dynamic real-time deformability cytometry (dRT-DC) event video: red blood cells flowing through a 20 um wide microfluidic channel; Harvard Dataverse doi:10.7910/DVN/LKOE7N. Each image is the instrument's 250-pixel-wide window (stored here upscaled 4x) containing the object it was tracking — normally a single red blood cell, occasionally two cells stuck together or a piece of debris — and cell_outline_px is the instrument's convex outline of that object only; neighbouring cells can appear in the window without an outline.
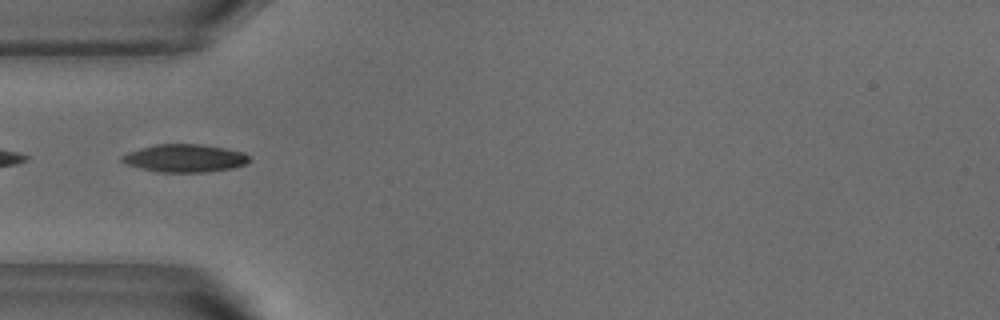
{"species": "common noctule bat (a hibernating species)", "species_latin": "Nyctalus noctula", "temperature_condition": "warm", "stored_images_in_passage": 19, "camera_frame_rate_fps": 3000, "um_per_image_px": 0.085, "animal": {"sex": "male", "body_mass_g": 18.8}, "frame": {"image": 1, "passage_image": 4, "time_ms": 1.0, "image_size_px": [1000, 320], "cell_outline_px": [[248, 160], [244, 164], [232, 168], [204, 172], [160, 172], [124, 164], [120, 160], [120, 156], [128, 152], [140, 148], [156, 144], [200, 144], [224, 148], [244, 152], [248, 156]], "centroid_in_image_um": [15.65, 13.44], "position_along_channel_um": 69.3, "area_um2": 20.52}}